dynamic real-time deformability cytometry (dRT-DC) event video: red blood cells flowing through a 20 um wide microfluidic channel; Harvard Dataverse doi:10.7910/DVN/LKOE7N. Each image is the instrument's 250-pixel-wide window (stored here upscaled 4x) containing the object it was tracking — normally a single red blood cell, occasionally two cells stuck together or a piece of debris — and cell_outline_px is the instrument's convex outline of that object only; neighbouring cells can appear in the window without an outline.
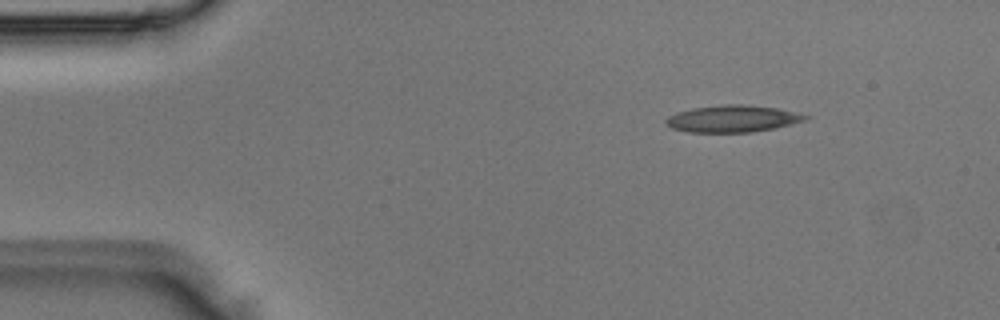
{"species": "Egyptian fruit bat (a non-hibernating species)", "species_latin": "Rousettus aegyptiacus", "temperature_condition": "room temperature", "stored_images_in_passage": 3, "camera_frame_rate_fps": 3000, "um_per_image_px": 0.085, "animal": {"sex": "male"}, "frame": {"image": 1, "passage_image": 1, "time_ms": 0.0, "image_size_px": [1000, 320], "cell_outline_px": [[812, 116], [808, 120], [772, 128], [752, 132], [688, 132], [672, 128], [664, 124], [664, 120], [668, 116], [676, 112], [692, 108], [720, 104], [744, 104], [776, 108]], "centroid_in_image_um": [62.23, 10.08], "position_along_channel_um": 22.8, "area_um2": 21.96}}